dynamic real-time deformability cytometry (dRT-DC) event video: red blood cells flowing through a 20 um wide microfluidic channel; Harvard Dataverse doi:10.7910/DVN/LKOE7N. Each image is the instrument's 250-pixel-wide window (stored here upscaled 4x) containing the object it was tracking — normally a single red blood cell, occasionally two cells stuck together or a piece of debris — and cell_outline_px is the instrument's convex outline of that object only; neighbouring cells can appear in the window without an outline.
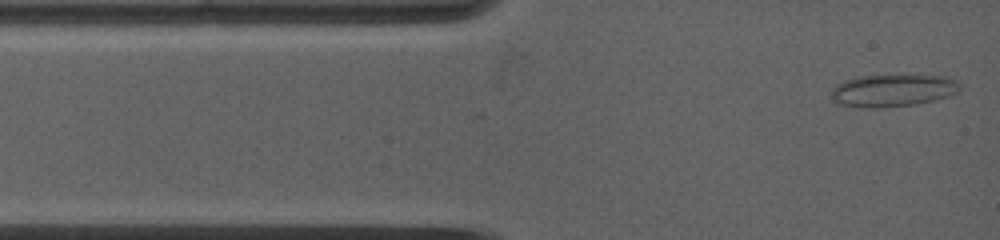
{"species": "common noctule bat (a hibernating species)", "species_latin": "Nyctalus noctula", "temperature_condition": "warm", "stored_images_in_passage": 10, "camera_frame_rate_fps": 5000, "um_per_image_px": 0.085, "animal": {"sex": "female", "body_mass_g": 19.0, "forearm_length_mm": 53.3}, "frame": {"image": 1, "passage_image": 1, "time_ms": 0.0, "image_size_px": [1000, 240], "cell_outline_px": [[960, 92], [936, 100], [912, 104], [840, 104], [832, 96], [832, 88], [836, 84], [844, 80], [860, 76], [948, 76], [956, 80], [960, 84]], "centroid_in_image_um": [76.01, 7.62], "position_along_channel_um": 9.0, "area_um2": 22.77}}
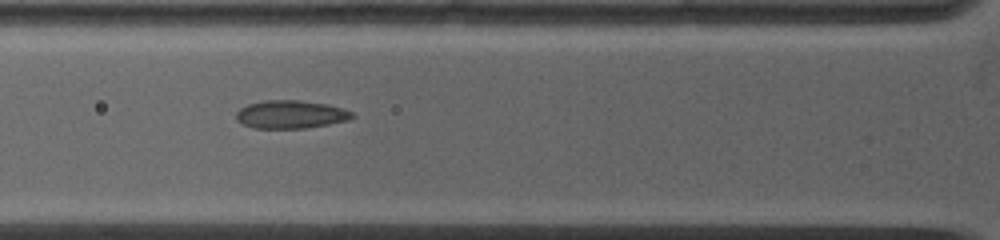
{"frame": {"image": 2, "passage_image": 7, "time_ms": 3.4, "image_size_px": [1000, 240], "cell_outline_px": [[356, 116], [348, 120], [328, 124], [304, 128], [252, 128], [236, 120], [236, 112], [240, 108], [248, 104], [264, 100], [300, 100], [328, 104], [344, 108], [352, 112]], "centroid_in_image_um": [24.72, 9.72], "position_along_channel_um": 101.1, "area_um2": 19.07}}
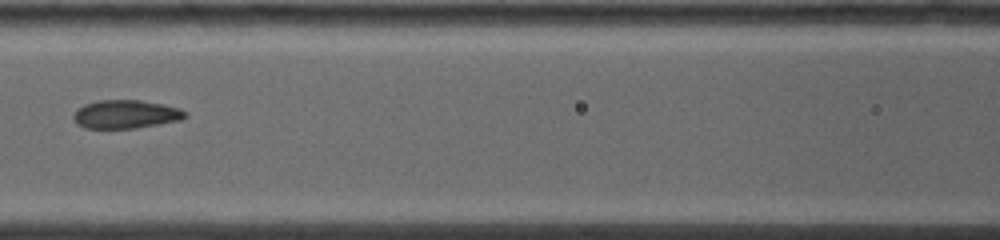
{"frame": {"image": 3, "passage_image": 9, "time_ms": 4.8, "image_size_px": [1000, 240], "cell_outline_px": [[188, 116], [180, 120], [136, 128], [84, 128], [76, 124], [72, 116], [76, 108], [84, 104], [96, 100], [140, 100], [164, 104], [180, 108]], "centroid_in_image_um": [10.64, 9.7], "position_along_channel_um": 156.0, "area_um2": 18.67}}